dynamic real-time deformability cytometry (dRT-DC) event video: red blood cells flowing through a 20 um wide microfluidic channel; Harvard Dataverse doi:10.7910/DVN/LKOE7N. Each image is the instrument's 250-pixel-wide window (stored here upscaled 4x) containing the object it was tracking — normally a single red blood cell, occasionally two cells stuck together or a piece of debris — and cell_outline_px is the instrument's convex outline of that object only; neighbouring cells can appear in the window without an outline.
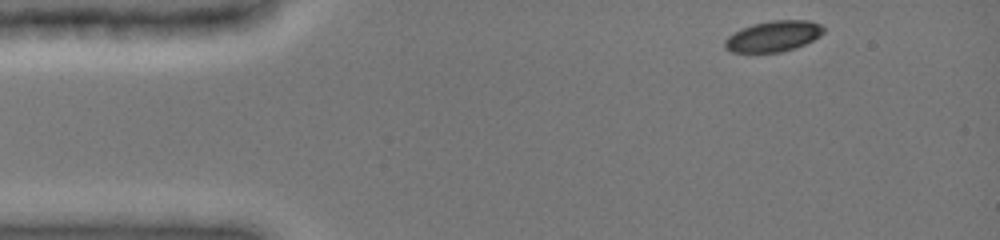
{"species": "common noctule bat (a hibernating species)", "species_latin": "Nyctalus noctula", "temperature_condition": "cold", "stored_images_in_passage": 4, "camera_frame_rate_fps": 3000, "um_per_image_px": 0.085, "animal": {"sex": "female", "body_mass_g": 19.0, "forearm_length_mm": 51.5}, "frame": {"image": 1, "passage_image": 1, "time_ms": 0.0, "image_size_px": [1000, 240], "cell_outline_px": [[824, 32], [820, 36], [796, 48], [784, 52], [732, 52], [724, 48], [724, 40], [728, 36], [752, 24], [772, 20], [808, 20], [820, 24], [824, 28]], "centroid_in_image_um": [65.75, 3.08], "position_along_channel_um": 19.3, "area_um2": 17.69}}
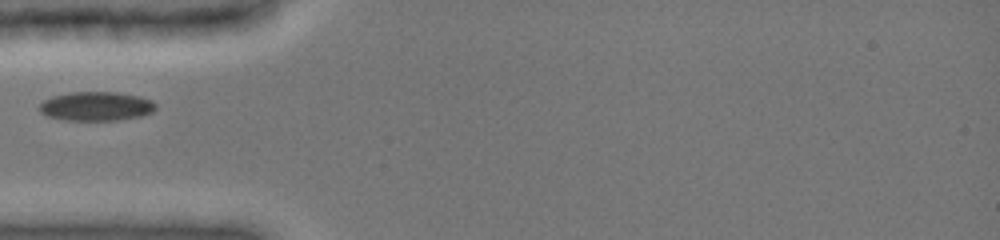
{"frame": {"image": 2, "passage_image": 4, "time_ms": 3.333, "image_size_px": [1000, 240], "cell_outline_px": [[156, 108], [152, 112], [140, 116], [116, 120], [64, 120], [48, 116], [40, 112], [40, 104], [44, 100], [52, 96], [72, 92], [116, 92], [140, 96], [152, 100], [156, 104]], "centroid_in_image_um": [8.19, 9.02], "position_along_channel_um": 76.8, "area_um2": 19.65}}